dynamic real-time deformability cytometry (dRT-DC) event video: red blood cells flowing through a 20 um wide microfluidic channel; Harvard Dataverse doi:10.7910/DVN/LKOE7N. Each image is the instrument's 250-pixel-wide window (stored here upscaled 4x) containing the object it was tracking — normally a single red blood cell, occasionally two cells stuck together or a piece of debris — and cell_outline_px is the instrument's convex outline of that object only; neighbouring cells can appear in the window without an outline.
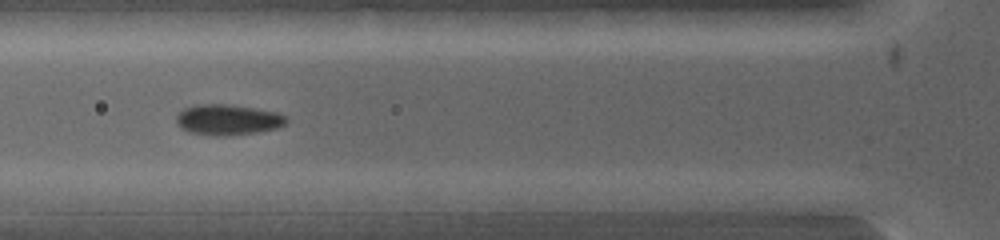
{"species": "common noctule bat (a hibernating species)", "species_latin": "Nyctalus noctula", "temperature_condition": "warm", "stored_images_in_passage": 14, "camera_frame_rate_fps": 5000, "um_per_image_px": 0.085, "animal": {"sex": "female", "body_mass_g": 19.0, "forearm_length_mm": 53.3}, "frame": {"image": 1, "passage_image": 10, "time_ms": 2.6, "image_size_px": [1000, 240], "cell_outline_px": [[288, 124], [280, 128], [256, 132], [220, 136], [216, 136], [188, 132], [180, 128], [176, 124], [176, 116], [184, 108], [204, 104], [224, 104], [252, 108], [276, 112], [288, 116]], "centroid_in_image_um": [19.39, 10.19], "position_along_channel_um": 106.4, "area_um2": 19.65}}